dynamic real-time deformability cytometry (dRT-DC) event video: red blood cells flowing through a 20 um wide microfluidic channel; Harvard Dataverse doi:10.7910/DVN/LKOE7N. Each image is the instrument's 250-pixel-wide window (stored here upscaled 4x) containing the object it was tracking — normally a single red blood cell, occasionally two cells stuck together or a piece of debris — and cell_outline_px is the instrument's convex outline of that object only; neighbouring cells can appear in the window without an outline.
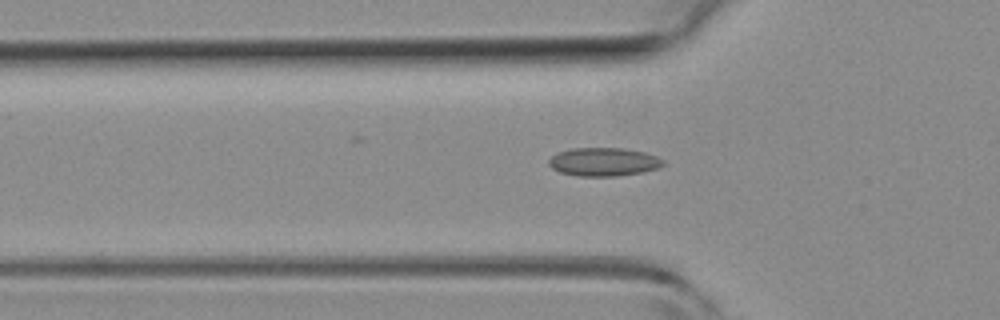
{"species": "common noctule bat (a hibernating species)", "species_latin": "Nyctalus noctula", "temperature_condition": "room temperature", "stored_images_in_passage": 48, "camera_frame_rate_fps": 3000, "um_per_image_px": 0.085, "animal": {"sex": "female", "body_mass_g": 19.3, "forearm_length_mm": 54.1}, "frame": {"image": 1, "passage_image": 16, "time_ms": 5.0, "image_size_px": [1000, 320], "cell_outline_px": [[664, 164], [660, 168], [644, 172], [616, 176], [580, 176], [560, 172], [552, 168], [548, 164], [548, 160], [556, 152], [572, 148], [624, 148], [644, 152], [656, 156], [664, 160]], "centroid_in_image_um": [51.32, 13.75], "position_along_channel_um": 74.5, "area_um2": 19.07}}
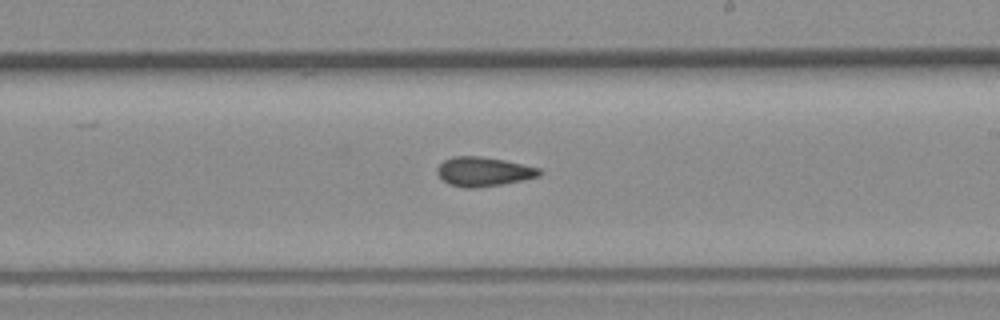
{"frame": {"image": 2, "passage_image": 29, "time_ms": 9.333, "image_size_px": [1000, 320], "cell_outline_px": [[544, 172], [540, 176], [504, 184], [476, 188], [464, 188], [448, 184], [436, 172], [436, 168], [444, 160], [452, 156], [480, 156], [504, 160], [540, 168]], "centroid_in_image_um": [41.11, 14.59], "position_along_channel_um": 247.9, "area_um2": 17.57}}
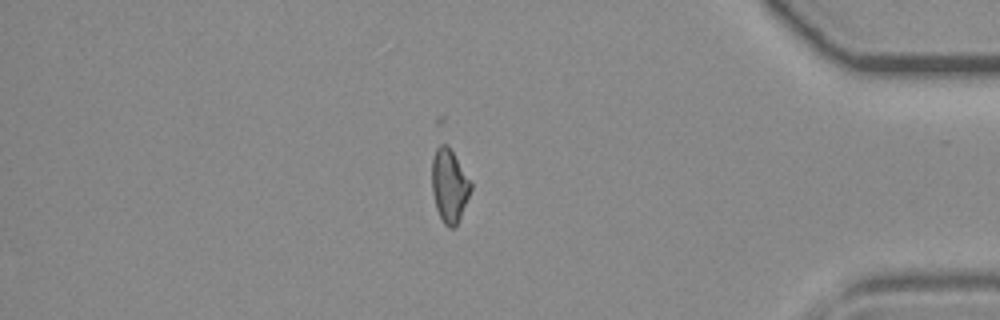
{"frame": {"image": 3, "passage_image": 43, "time_ms": 14.0, "image_size_px": [1000, 320], "cell_outline_px": [[472, 188], [460, 216], [456, 224], [452, 228], [448, 228], [444, 224], [436, 208], [432, 192], [432, 160], [436, 148], [440, 144], [448, 144], [472, 184]], "centroid_in_image_um": [38.18, 15.76], "position_along_channel_um": 397.0, "area_um2": 16.36}, "authors_computed_cell_mechanics": {"area_um2": 17.4556, "velocity_mm_per_s": 3.9896, "shape_relaxation_time_tau1_ms": null, "shape_relaxation_time_tau2_ms": 4.0986, "deformation_change_tau1": null, "deformation_change_tau2": 0.1046}}